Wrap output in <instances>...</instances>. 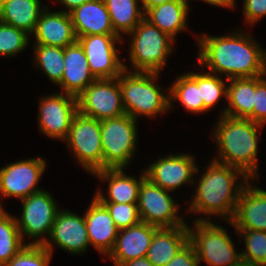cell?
I'll return each mask as SVG.
<instances>
[{
  "instance_id": "obj_1",
  "label": "cell",
  "mask_w": 266,
  "mask_h": 266,
  "mask_svg": "<svg viewBox=\"0 0 266 266\" xmlns=\"http://www.w3.org/2000/svg\"><path fill=\"white\" fill-rule=\"evenodd\" d=\"M197 39L198 62L210 69V73L226 74L227 81L266 75V53L247 33L240 31L229 35H199Z\"/></svg>"
},
{
  "instance_id": "obj_2",
  "label": "cell",
  "mask_w": 266,
  "mask_h": 266,
  "mask_svg": "<svg viewBox=\"0 0 266 266\" xmlns=\"http://www.w3.org/2000/svg\"><path fill=\"white\" fill-rule=\"evenodd\" d=\"M242 181H238V177ZM249 177L240 169L216 161L210 162L202 173L189 212L220 216L226 222L234 217L236 206Z\"/></svg>"
},
{
  "instance_id": "obj_3",
  "label": "cell",
  "mask_w": 266,
  "mask_h": 266,
  "mask_svg": "<svg viewBox=\"0 0 266 266\" xmlns=\"http://www.w3.org/2000/svg\"><path fill=\"white\" fill-rule=\"evenodd\" d=\"M217 122L212 134L219 153L213 160L240 169L250 179L258 178V129L263 125L227 115H220Z\"/></svg>"
},
{
  "instance_id": "obj_4",
  "label": "cell",
  "mask_w": 266,
  "mask_h": 266,
  "mask_svg": "<svg viewBox=\"0 0 266 266\" xmlns=\"http://www.w3.org/2000/svg\"><path fill=\"white\" fill-rule=\"evenodd\" d=\"M124 71L119 75L122 103L125 113L134 119L139 116L153 117L167 112L169 95L156 85L159 73L132 72L124 64Z\"/></svg>"
},
{
  "instance_id": "obj_5",
  "label": "cell",
  "mask_w": 266,
  "mask_h": 266,
  "mask_svg": "<svg viewBox=\"0 0 266 266\" xmlns=\"http://www.w3.org/2000/svg\"><path fill=\"white\" fill-rule=\"evenodd\" d=\"M128 35H132L129 60L134 70L131 71L160 73L166 66V59L174 51L175 39L145 17Z\"/></svg>"
},
{
  "instance_id": "obj_6",
  "label": "cell",
  "mask_w": 266,
  "mask_h": 266,
  "mask_svg": "<svg viewBox=\"0 0 266 266\" xmlns=\"http://www.w3.org/2000/svg\"><path fill=\"white\" fill-rule=\"evenodd\" d=\"M208 220L202 216L195 219L192 228L187 226L189 242L195 249L199 264L205 261L208 266L235 265L241 259V253H236L228 232Z\"/></svg>"
},
{
  "instance_id": "obj_7",
  "label": "cell",
  "mask_w": 266,
  "mask_h": 266,
  "mask_svg": "<svg viewBox=\"0 0 266 266\" xmlns=\"http://www.w3.org/2000/svg\"><path fill=\"white\" fill-rule=\"evenodd\" d=\"M137 121L128 114L101 121L103 169L128 166L137 145Z\"/></svg>"
},
{
  "instance_id": "obj_8",
  "label": "cell",
  "mask_w": 266,
  "mask_h": 266,
  "mask_svg": "<svg viewBox=\"0 0 266 266\" xmlns=\"http://www.w3.org/2000/svg\"><path fill=\"white\" fill-rule=\"evenodd\" d=\"M65 141L87 173L94 174L96 171L103 170L101 121L78 112L71 122Z\"/></svg>"
},
{
  "instance_id": "obj_9",
  "label": "cell",
  "mask_w": 266,
  "mask_h": 266,
  "mask_svg": "<svg viewBox=\"0 0 266 266\" xmlns=\"http://www.w3.org/2000/svg\"><path fill=\"white\" fill-rule=\"evenodd\" d=\"M146 176L142 179L138 195V213L140 220L158 228L188 226L178 215L179 204Z\"/></svg>"
},
{
  "instance_id": "obj_10",
  "label": "cell",
  "mask_w": 266,
  "mask_h": 266,
  "mask_svg": "<svg viewBox=\"0 0 266 266\" xmlns=\"http://www.w3.org/2000/svg\"><path fill=\"white\" fill-rule=\"evenodd\" d=\"M77 101L80 114L99 121L126 114L122 103L119 76L96 79L77 96Z\"/></svg>"
},
{
  "instance_id": "obj_11",
  "label": "cell",
  "mask_w": 266,
  "mask_h": 266,
  "mask_svg": "<svg viewBox=\"0 0 266 266\" xmlns=\"http://www.w3.org/2000/svg\"><path fill=\"white\" fill-rule=\"evenodd\" d=\"M55 202L52 195L46 190L31 194L21 200L22 214L20 219L15 217V220L22 241L24 236H29L34 241L27 244H44L46 238L43 235L46 233L48 236L50 235L56 215L60 210Z\"/></svg>"
},
{
  "instance_id": "obj_12",
  "label": "cell",
  "mask_w": 266,
  "mask_h": 266,
  "mask_svg": "<svg viewBox=\"0 0 266 266\" xmlns=\"http://www.w3.org/2000/svg\"><path fill=\"white\" fill-rule=\"evenodd\" d=\"M77 113L78 101L74 95L60 92L41 97L37 117L39 131L49 138L64 141Z\"/></svg>"
},
{
  "instance_id": "obj_13",
  "label": "cell",
  "mask_w": 266,
  "mask_h": 266,
  "mask_svg": "<svg viewBox=\"0 0 266 266\" xmlns=\"http://www.w3.org/2000/svg\"><path fill=\"white\" fill-rule=\"evenodd\" d=\"M46 161L42 157L29 158L10 163L0 168V194L20 200L44 189L37 184L45 169Z\"/></svg>"
},
{
  "instance_id": "obj_14",
  "label": "cell",
  "mask_w": 266,
  "mask_h": 266,
  "mask_svg": "<svg viewBox=\"0 0 266 266\" xmlns=\"http://www.w3.org/2000/svg\"><path fill=\"white\" fill-rule=\"evenodd\" d=\"M88 59L92 74L97 79L117 78L125 69L116 45L122 42L117 35H87L77 38Z\"/></svg>"
},
{
  "instance_id": "obj_15",
  "label": "cell",
  "mask_w": 266,
  "mask_h": 266,
  "mask_svg": "<svg viewBox=\"0 0 266 266\" xmlns=\"http://www.w3.org/2000/svg\"><path fill=\"white\" fill-rule=\"evenodd\" d=\"M192 154H170L160 157L144 170L146 177L166 191L173 192L183 184H192L199 172Z\"/></svg>"
},
{
  "instance_id": "obj_16",
  "label": "cell",
  "mask_w": 266,
  "mask_h": 266,
  "mask_svg": "<svg viewBox=\"0 0 266 266\" xmlns=\"http://www.w3.org/2000/svg\"><path fill=\"white\" fill-rule=\"evenodd\" d=\"M52 244H56L60 249L70 254L82 255L90 245L84 216L60 209L53 223L49 239H46L43 246L53 253Z\"/></svg>"
},
{
  "instance_id": "obj_17",
  "label": "cell",
  "mask_w": 266,
  "mask_h": 266,
  "mask_svg": "<svg viewBox=\"0 0 266 266\" xmlns=\"http://www.w3.org/2000/svg\"><path fill=\"white\" fill-rule=\"evenodd\" d=\"M157 229L156 226L140 221L136 225L119 230L115 245L107 257L113 261L114 266L146 257Z\"/></svg>"
},
{
  "instance_id": "obj_18",
  "label": "cell",
  "mask_w": 266,
  "mask_h": 266,
  "mask_svg": "<svg viewBox=\"0 0 266 266\" xmlns=\"http://www.w3.org/2000/svg\"><path fill=\"white\" fill-rule=\"evenodd\" d=\"M90 245L106 256L112 251L119 229L106 206L94 195L84 214Z\"/></svg>"
},
{
  "instance_id": "obj_19",
  "label": "cell",
  "mask_w": 266,
  "mask_h": 266,
  "mask_svg": "<svg viewBox=\"0 0 266 266\" xmlns=\"http://www.w3.org/2000/svg\"><path fill=\"white\" fill-rule=\"evenodd\" d=\"M250 184L249 180L243 188L234 217L228 223L234 229L266 231V191Z\"/></svg>"
},
{
  "instance_id": "obj_20",
  "label": "cell",
  "mask_w": 266,
  "mask_h": 266,
  "mask_svg": "<svg viewBox=\"0 0 266 266\" xmlns=\"http://www.w3.org/2000/svg\"><path fill=\"white\" fill-rule=\"evenodd\" d=\"M44 8L34 31L35 43L65 48L77 41L70 14Z\"/></svg>"
},
{
  "instance_id": "obj_21",
  "label": "cell",
  "mask_w": 266,
  "mask_h": 266,
  "mask_svg": "<svg viewBox=\"0 0 266 266\" xmlns=\"http://www.w3.org/2000/svg\"><path fill=\"white\" fill-rule=\"evenodd\" d=\"M64 73L58 84L63 93L79 96L97 78L92 74L80 43L64 48Z\"/></svg>"
},
{
  "instance_id": "obj_22",
  "label": "cell",
  "mask_w": 266,
  "mask_h": 266,
  "mask_svg": "<svg viewBox=\"0 0 266 266\" xmlns=\"http://www.w3.org/2000/svg\"><path fill=\"white\" fill-rule=\"evenodd\" d=\"M76 37L116 35L103 0H90L69 12Z\"/></svg>"
},
{
  "instance_id": "obj_23",
  "label": "cell",
  "mask_w": 266,
  "mask_h": 266,
  "mask_svg": "<svg viewBox=\"0 0 266 266\" xmlns=\"http://www.w3.org/2000/svg\"><path fill=\"white\" fill-rule=\"evenodd\" d=\"M93 175L102 181L108 180V198L100 190H97L95 196L102 203H129L137 204L139 188L142 179L146 176L145 171L141 173L139 179L128 176L124 173V168L103 169L96 171Z\"/></svg>"
},
{
  "instance_id": "obj_24",
  "label": "cell",
  "mask_w": 266,
  "mask_h": 266,
  "mask_svg": "<svg viewBox=\"0 0 266 266\" xmlns=\"http://www.w3.org/2000/svg\"><path fill=\"white\" fill-rule=\"evenodd\" d=\"M188 241L187 226L158 228L146 257L153 266H165Z\"/></svg>"
},
{
  "instance_id": "obj_25",
  "label": "cell",
  "mask_w": 266,
  "mask_h": 266,
  "mask_svg": "<svg viewBox=\"0 0 266 266\" xmlns=\"http://www.w3.org/2000/svg\"><path fill=\"white\" fill-rule=\"evenodd\" d=\"M40 0H1L0 21L31 35L44 10ZM43 8V9H42Z\"/></svg>"
},
{
  "instance_id": "obj_26",
  "label": "cell",
  "mask_w": 266,
  "mask_h": 266,
  "mask_svg": "<svg viewBox=\"0 0 266 266\" xmlns=\"http://www.w3.org/2000/svg\"><path fill=\"white\" fill-rule=\"evenodd\" d=\"M227 108L221 111V116L244 118L253 121L255 100V77L233 78L228 80Z\"/></svg>"
},
{
  "instance_id": "obj_27",
  "label": "cell",
  "mask_w": 266,
  "mask_h": 266,
  "mask_svg": "<svg viewBox=\"0 0 266 266\" xmlns=\"http://www.w3.org/2000/svg\"><path fill=\"white\" fill-rule=\"evenodd\" d=\"M189 4L184 0H171L149 9L144 17L161 31L175 39L176 34L187 29Z\"/></svg>"
},
{
  "instance_id": "obj_28",
  "label": "cell",
  "mask_w": 266,
  "mask_h": 266,
  "mask_svg": "<svg viewBox=\"0 0 266 266\" xmlns=\"http://www.w3.org/2000/svg\"><path fill=\"white\" fill-rule=\"evenodd\" d=\"M169 108L173 107L172 100H178L191 113L203 112V99L200 94V74L188 72L180 75L168 87ZM172 99V100H171Z\"/></svg>"
},
{
  "instance_id": "obj_29",
  "label": "cell",
  "mask_w": 266,
  "mask_h": 266,
  "mask_svg": "<svg viewBox=\"0 0 266 266\" xmlns=\"http://www.w3.org/2000/svg\"><path fill=\"white\" fill-rule=\"evenodd\" d=\"M110 15L113 30L117 36L131 33L144 18L139 0H103Z\"/></svg>"
},
{
  "instance_id": "obj_30",
  "label": "cell",
  "mask_w": 266,
  "mask_h": 266,
  "mask_svg": "<svg viewBox=\"0 0 266 266\" xmlns=\"http://www.w3.org/2000/svg\"><path fill=\"white\" fill-rule=\"evenodd\" d=\"M33 48L35 67L41 68L49 80L58 85L64 73V48L41 44Z\"/></svg>"
},
{
  "instance_id": "obj_31",
  "label": "cell",
  "mask_w": 266,
  "mask_h": 266,
  "mask_svg": "<svg viewBox=\"0 0 266 266\" xmlns=\"http://www.w3.org/2000/svg\"><path fill=\"white\" fill-rule=\"evenodd\" d=\"M25 244L15 217L4 210L0 214V266H4Z\"/></svg>"
},
{
  "instance_id": "obj_32",
  "label": "cell",
  "mask_w": 266,
  "mask_h": 266,
  "mask_svg": "<svg viewBox=\"0 0 266 266\" xmlns=\"http://www.w3.org/2000/svg\"><path fill=\"white\" fill-rule=\"evenodd\" d=\"M245 241V250L241 251V259L256 266H266V231L235 229Z\"/></svg>"
},
{
  "instance_id": "obj_33",
  "label": "cell",
  "mask_w": 266,
  "mask_h": 266,
  "mask_svg": "<svg viewBox=\"0 0 266 266\" xmlns=\"http://www.w3.org/2000/svg\"><path fill=\"white\" fill-rule=\"evenodd\" d=\"M200 94L203 99V112L217 105L222 96L227 98L226 82L217 74H200Z\"/></svg>"
},
{
  "instance_id": "obj_34",
  "label": "cell",
  "mask_w": 266,
  "mask_h": 266,
  "mask_svg": "<svg viewBox=\"0 0 266 266\" xmlns=\"http://www.w3.org/2000/svg\"><path fill=\"white\" fill-rule=\"evenodd\" d=\"M29 34L0 21V55L11 57L24 51L29 44Z\"/></svg>"
},
{
  "instance_id": "obj_35",
  "label": "cell",
  "mask_w": 266,
  "mask_h": 266,
  "mask_svg": "<svg viewBox=\"0 0 266 266\" xmlns=\"http://www.w3.org/2000/svg\"><path fill=\"white\" fill-rule=\"evenodd\" d=\"M52 255L43 245L25 244L4 266H49Z\"/></svg>"
},
{
  "instance_id": "obj_36",
  "label": "cell",
  "mask_w": 266,
  "mask_h": 266,
  "mask_svg": "<svg viewBox=\"0 0 266 266\" xmlns=\"http://www.w3.org/2000/svg\"><path fill=\"white\" fill-rule=\"evenodd\" d=\"M109 211L116 227L121 230L138 224L141 220L137 204L103 203Z\"/></svg>"
},
{
  "instance_id": "obj_37",
  "label": "cell",
  "mask_w": 266,
  "mask_h": 266,
  "mask_svg": "<svg viewBox=\"0 0 266 266\" xmlns=\"http://www.w3.org/2000/svg\"><path fill=\"white\" fill-rule=\"evenodd\" d=\"M266 75L255 77V100L253 122L264 126L266 124Z\"/></svg>"
},
{
  "instance_id": "obj_38",
  "label": "cell",
  "mask_w": 266,
  "mask_h": 266,
  "mask_svg": "<svg viewBox=\"0 0 266 266\" xmlns=\"http://www.w3.org/2000/svg\"><path fill=\"white\" fill-rule=\"evenodd\" d=\"M243 13L248 24L260 21L266 16V0H244Z\"/></svg>"
},
{
  "instance_id": "obj_39",
  "label": "cell",
  "mask_w": 266,
  "mask_h": 266,
  "mask_svg": "<svg viewBox=\"0 0 266 266\" xmlns=\"http://www.w3.org/2000/svg\"><path fill=\"white\" fill-rule=\"evenodd\" d=\"M199 261L193 245L188 241L165 266H198Z\"/></svg>"
},
{
  "instance_id": "obj_40",
  "label": "cell",
  "mask_w": 266,
  "mask_h": 266,
  "mask_svg": "<svg viewBox=\"0 0 266 266\" xmlns=\"http://www.w3.org/2000/svg\"><path fill=\"white\" fill-rule=\"evenodd\" d=\"M90 0H57L56 2L62 3L63 6H65L67 10H61L64 12H71L74 8L81 6L82 4L88 2Z\"/></svg>"
},
{
  "instance_id": "obj_41",
  "label": "cell",
  "mask_w": 266,
  "mask_h": 266,
  "mask_svg": "<svg viewBox=\"0 0 266 266\" xmlns=\"http://www.w3.org/2000/svg\"><path fill=\"white\" fill-rule=\"evenodd\" d=\"M171 0H139L144 14L151 8L169 2Z\"/></svg>"
},
{
  "instance_id": "obj_42",
  "label": "cell",
  "mask_w": 266,
  "mask_h": 266,
  "mask_svg": "<svg viewBox=\"0 0 266 266\" xmlns=\"http://www.w3.org/2000/svg\"><path fill=\"white\" fill-rule=\"evenodd\" d=\"M210 5L217 6V7H225V8H233L235 6L236 0H201Z\"/></svg>"
},
{
  "instance_id": "obj_43",
  "label": "cell",
  "mask_w": 266,
  "mask_h": 266,
  "mask_svg": "<svg viewBox=\"0 0 266 266\" xmlns=\"http://www.w3.org/2000/svg\"><path fill=\"white\" fill-rule=\"evenodd\" d=\"M121 266H153V264L147 259V257H142L138 259L129 260Z\"/></svg>"
},
{
  "instance_id": "obj_44",
  "label": "cell",
  "mask_w": 266,
  "mask_h": 266,
  "mask_svg": "<svg viewBox=\"0 0 266 266\" xmlns=\"http://www.w3.org/2000/svg\"><path fill=\"white\" fill-rule=\"evenodd\" d=\"M232 266H256L248 261H245L243 259H240L235 265Z\"/></svg>"
},
{
  "instance_id": "obj_45",
  "label": "cell",
  "mask_w": 266,
  "mask_h": 266,
  "mask_svg": "<svg viewBox=\"0 0 266 266\" xmlns=\"http://www.w3.org/2000/svg\"><path fill=\"white\" fill-rule=\"evenodd\" d=\"M5 210V208L0 207V214Z\"/></svg>"
}]
</instances>
